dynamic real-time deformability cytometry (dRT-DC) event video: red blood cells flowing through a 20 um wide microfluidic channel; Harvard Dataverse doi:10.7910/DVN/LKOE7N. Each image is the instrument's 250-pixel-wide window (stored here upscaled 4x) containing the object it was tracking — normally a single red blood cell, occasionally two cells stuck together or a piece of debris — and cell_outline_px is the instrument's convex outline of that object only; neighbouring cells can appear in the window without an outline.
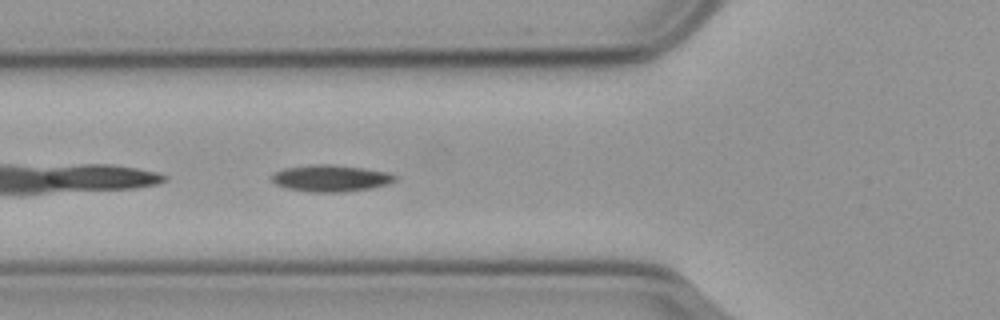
{"species": "common noctule bat (a hibernating species)", "species_latin": "Nyctalus noctula", "temperature_condition": "cold", "stored_images_in_passage": 41, "camera_frame_rate_fps": 3000, "um_per_image_px": 0.085, "animal": {"sex": "male", "body_mass_g": 23.1, "forearm_length_mm": 52.7}, "frame": {"image": 1, "passage_image": 4, "time_ms": 1.0, "image_size_px": [1000, 320], "cell_outline_px": [[396, 180], [388, 184], [372, 188], [344, 192], [308, 192], [288, 188], [276, 184], [272, 180], [272, 172], [284, 168], [320, 164], [328, 164], [364, 168], [388, 172], [396, 176]], "centroid_in_image_um": [28.12, 15.15], "position_along_channel_um": 97.7, "area_um2": 19.13}}
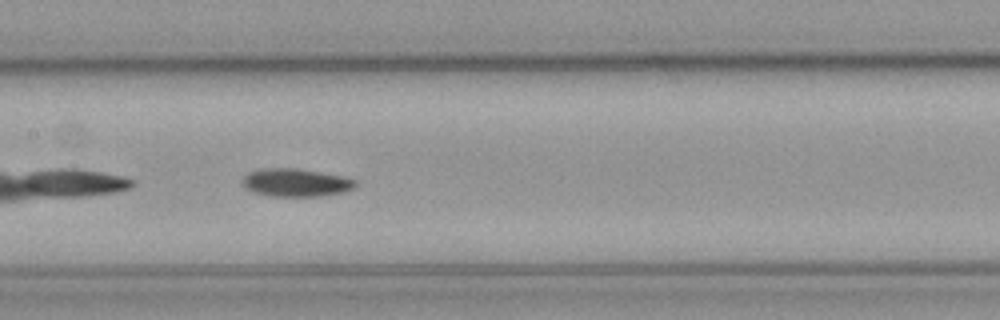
{"frame": {"image": 2, "passage_image": 11, "time_ms": 3.333, "image_size_px": [1000, 320], "cell_outline_px": [[356, 184], [352, 188], [344, 192], [324, 196], [272, 196], [252, 192], [244, 188], [244, 176], [248, 172], [260, 168], [296, 168], [344, 176], [356, 180]], "centroid_in_image_um": [25.14, 15.52], "position_along_channel_um": 182.3, "area_um2": 18.5}}
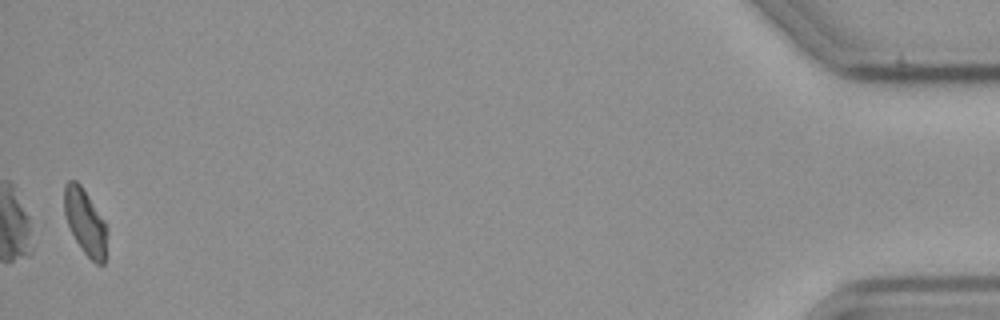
{"frame": {"image": 3, "passage_image": 40, "time_ms": 13.0, "image_size_px": [1000, 320], "cell_outline_px": [[108, 232], [104, 264], [96, 264], [80, 248], [68, 224], [64, 212], [64, 184], [68, 180], [76, 180], [80, 184], [104, 220]], "centroid_in_image_um": [7.25, 18.87], "position_along_channel_um": 427.9, "area_um2": 16.3}}